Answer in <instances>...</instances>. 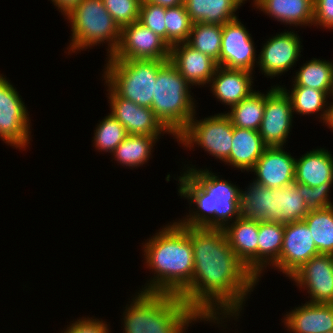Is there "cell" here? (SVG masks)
<instances>
[{"mask_svg": "<svg viewBox=\"0 0 333 333\" xmlns=\"http://www.w3.org/2000/svg\"><path fill=\"white\" fill-rule=\"evenodd\" d=\"M333 182H324L317 187L297 183V191L306 202L309 211L320 210L333 206L329 200V190Z\"/></svg>", "mask_w": 333, "mask_h": 333, "instance_id": "f35d334b", "label": "cell"}, {"mask_svg": "<svg viewBox=\"0 0 333 333\" xmlns=\"http://www.w3.org/2000/svg\"><path fill=\"white\" fill-rule=\"evenodd\" d=\"M250 35L238 18L223 25L221 67L253 71L257 58L254 42Z\"/></svg>", "mask_w": 333, "mask_h": 333, "instance_id": "5bb4252c", "label": "cell"}, {"mask_svg": "<svg viewBox=\"0 0 333 333\" xmlns=\"http://www.w3.org/2000/svg\"><path fill=\"white\" fill-rule=\"evenodd\" d=\"M164 7H176L183 4L184 0H144Z\"/></svg>", "mask_w": 333, "mask_h": 333, "instance_id": "7bdbcfd3", "label": "cell"}, {"mask_svg": "<svg viewBox=\"0 0 333 333\" xmlns=\"http://www.w3.org/2000/svg\"><path fill=\"white\" fill-rule=\"evenodd\" d=\"M72 28L69 52L92 48L105 41L108 43V57L117 50L121 28L106 10L102 0H82L66 16Z\"/></svg>", "mask_w": 333, "mask_h": 333, "instance_id": "8992f818", "label": "cell"}, {"mask_svg": "<svg viewBox=\"0 0 333 333\" xmlns=\"http://www.w3.org/2000/svg\"><path fill=\"white\" fill-rule=\"evenodd\" d=\"M125 308L123 333H185L192 321L204 320L174 294L140 291Z\"/></svg>", "mask_w": 333, "mask_h": 333, "instance_id": "277c9868", "label": "cell"}, {"mask_svg": "<svg viewBox=\"0 0 333 333\" xmlns=\"http://www.w3.org/2000/svg\"><path fill=\"white\" fill-rule=\"evenodd\" d=\"M306 202L297 191V183L286 186L284 194V210L281 211V223H289L303 220L308 214Z\"/></svg>", "mask_w": 333, "mask_h": 333, "instance_id": "8d00e7d4", "label": "cell"}, {"mask_svg": "<svg viewBox=\"0 0 333 333\" xmlns=\"http://www.w3.org/2000/svg\"><path fill=\"white\" fill-rule=\"evenodd\" d=\"M330 152L316 149L296 159L295 183L317 187L324 182H333V157Z\"/></svg>", "mask_w": 333, "mask_h": 333, "instance_id": "603a6c76", "label": "cell"}, {"mask_svg": "<svg viewBox=\"0 0 333 333\" xmlns=\"http://www.w3.org/2000/svg\"><path fill=\"white\" fill-rule=\"evenodd\" d=\"M326 125L329 126V128L333 129V103H331L329 118Z\"/></svg>", "mask_w": 333, "mask_h": 333, "instance_id": "ee69618b", "label": "cell"}, {"mask_svg": "<svg viewBox=\"0 0 333 333\" xmlns=\"http://www.w3.org/2000/svg\"><path fill=\"white\" fill-rule=\"evenodd\" d=\"M291 92L281 87L285 93L290 97L293 112L298 114L310 115L323 111L321 118L323 123H327L330 113V106H326L327 98L333 95V91H320L317 89L309 88L306 86H292ZM289 91V92H287ZM327 97V98H326ZM327 108H325V107ZM326 110H325V109Z\"/></svg>", "mask_w": 333, "mask_h": 333, "instance_id": "83f0119b", "label": "cell"}, {"mask_svg": "<svg viewBox=\"0 0 333 333\" xmlns=\"http://www.w3.org/2000/svg\"><path fill=\"white\" fill-rule=\"evenodd\" d=\"M284 236V224L259 222L258 232V277L264 266L276 265L279 261ZM268 263V264H267ZM270 263V264H269Z\"/></svg>", "mask_w": 333, "mask_h": 333, "instance_id": "4316f807", "label": "cell"}, {"mask_svg": "<svg viewBox=\"0 0 333 333\" xmlns=\"http://www.w3.org/2000/svg\"><path fill=\"white\" fill-rule=\"evenodd\" d=\"M67 16L82 0H51Z\"/></svg>", "mask_w": 333, "mask_h": 333, "instance_id": "b9f144b4", "label": "cell"}, {"mask_svg": "<svg viewBox=\"0 0 333 333\" xmlns=\"http://www.w3.org/2000/svg\"><path fill=\"white\" fill-rule=\"evenodd\" d=\"M187 170L178 177V192L194 202L199 210L178 221L182 226L224 229L232 218L236 220L242 216L240 189L236 185L220 179L207 168L197 170L188 166Z\"/></svg>", "mask_w": 333, "mask_h": 333, "instance_id": "3957f363", "label": "cell"}, {"mask_svg": "<svg viewBox=\"0 0 333 333\" xmlns=\"http://www.w3.org/2000/svg\"><path fill=\"white\" fill-rule=\"evenodd\" d=\"M267 147L258 131L233 126L232 149L225 162L241 171H250Z\"/></svg>", "mask_w": 333, "mask_h": 333, "instance_id": "cb8c5ba5", "label": "cell"}, {"mask_svg": "<svg viewBox=\"0 0 333 333\" xmlns=\"http://www.w3.org/2000/svg\"><path fill=\"white\" fill-rule=\"evenodd\" d=\"M266 94L252 92L240 103L231 106V111L225 113L234 127L258 131L264 116Z\"/></svg>", "mask_w": 333, "mask_h": 333, "instance_id": "f1b7e54d", "label": "cell"}, {"mask_svg": "<svg viewBox=\"0 0 333 333\" xmlns=\"http://www.w3.org/2000/svg\"><path fill=\"white\" fill-rule=\"evenodd\" d=\"M94 132L96 149L110 153H113L128 135L125 127L112 114L100 121Z\"/></svg>", "mask_w": 333, "mask_h": 333, "instance_id": "e575fe53", "label": "cell"}, {"mask_svg": "<svg viewBox=\"0 0 333 333\" xmlns=\"http://www.w3.org/2000/svg\"><path fill=\"white\" fill-rule=\"evenodd\" d=\"M169 61L192 86L210 84L218 67L215 60L194 49L187 42L170 47Z\"/></svg>", "mask_w": 333, "mask_h": 333, "instance_id": "d6986e66", "label": "cell"}, {"mask_svg": "<svg viewBox=\"0 0 333 333\" xmlns=\"http://www.w3.org/2000/svg\"><path fill=\"white\" fill-rule=\"evenodd\" d=\"M318 255L320 254L310 228L304 220L284 224L282 249L275 268L290 277L308 260Z\"/></svg>", "mask_w": 333, "mask_h": 333, "instance_id": "7c38bea8", "label": "cell"}, {"mask_svg": "<svg viewBox=\"0 0 333 333\" xmlns=\"http://www.w3.org/2000/svg\"><path fill=\"white\" fill-rule=\"evenodd\" d=\"M158 138L159 136L128 134L112 154L124 166H142L149 160Z\"/></svg>", "mask_w": 333, "mask_h": 333, "instance_id": "f546056e", "label": "cell"}, {"mask_svg": "<svg viewBox=\"0 0 333 333\" xmlns=\"http://www.w3.org/2000/svg\"><path fill=\"white\" fill-rule=\"evenodd\" d=\"M300 38L294 32H281L263 45L258 57L260 70L266 76L273 78L288 71L301 55Z\"/></svg>", "mask_w": 333, "mask_h": 333, "instance_id": "e0dca14e", "label": "cell"}, {"mask_svg": "<svg viewBox=\"0 0 333 333\" xmlns=\"http://www.w3.org/2000/svg\"><path fill=\"white\" fill-rule=\"evenodd\" d=\"M224 228L230 248L246 268L258 278L259 222L239 217Z\"/></svg>", "mask_w": 333, "mask_h": 333, "instance_id": "ffe728a7", "label": "cell"}, {"mask_svg": "<svg viewBox=\"0 0 333 333\" xmlns=\"http://www.w3.org/2000/svg\"><path fill=\"white\" fill-rule=\"evenodd\" d=\"M286 187L268 188L255 182L246 191L240 190V209L243 217L257 222L281 223Z\"/></svg>", "mask_w": 333, "mask_h": 333, "instance_id": "4fadbf2b", "label": "cell"}, {"mask_svg": "<svg viewBox=\"0 0 333 333\" xmlns=\"http://www.w3.org/2000/svg\"><path fill=\"white\" fill-rule=\"evenodd\" d=\"M293 82V86L333 91V63L313 58L296 72Z\"/></svg>", "mask_w": 333, "mask_h": 333, "instance_id": "1f68e13d", "label": "cell"}, {"mask_svg": "<svg viewBox=\"0 0 333 333\" xmlns=\"http://www.w3.org/2000/svg\"><path fill=\"white\" fill-rule=\"evenodd\" d=\"M313 24L333 29V0H314Z\"/></svg>", "mask_w": 333, "mask_h": 333, "instance_id": "60d3db41", "label": "cell"}, {"mask_svg": "<svg viewBox=\"0 0 333 333\" xmlns=\"http://www.w3.org/2000/svg\"><path fill=\"white\" fill-rule=\"evenodd\" d=\"M283 146L267 147L254 167L256 184L268 188H282L295 182L296 159Z\"/></svg>", "mask_w": 333, "mask_h": 333, "instance_id": "ac0fdd59", "label": "cell"}, {"mask_svg": "<svg viewBox=\"0 0 333 333\" xmlns=\"http://www.w3.org/2000/svg\"><path fill=\"white\" fill-rule=\"evenodd\" d=\"M319 254L333 255V206L309 211L303 219Z\"/></svg>", "mask_w": 333, "mask_h": 333, "instance_id": "4dcf8cb0", "label": "cell"}, {"mask_svg": "<svg viewBox=\"0 0 333 333\" xmlns=\"http://www.w3.org/2000/svg\"><path fill=\"white\" fill-rule=\"evenodd\" d=\"M16 88L0 74V138L10 146L26 148L30 143V119Z\"/></svg>", "mask_w": 333, "mask_h": 333, "instance_id": "9c48e42d", "label": "cell"}, {"mask_svg": "<svg viewBox=\"0 0 333 333\" xmlns=\"http://www.w3.org/2000/svg\"><path fill=\"white\" fill-rule=\"evenodd\" d=\"M190 86L170 61L157 73L151 109L175 138L185 130L196 113Z\"/></svg>", "mask_w": 333, "mask_h": 333, "instance_id": "5b68a950", "label": "cell"}, {"mask_svg": "<svg viewBox=\"0 0 333 333\" xmlns=\"http://www.w3.org/2000/svg\"><path fill=\"white\" fill-rule=\"evenodd\" d=\"M165 26L166 42L170 47L174 44L188 41L193 22L184 4L176 7H166Z\"/></svg>", "mask_w": 333, "mask_h": 333, "instance_id": "836d02e7", "label": "cell"}, {"mask_svg": "<svg viewBox=\"0 0 333 333\" xmlns=\"http://www.w3.org/2000/svg\"><path fill=\"white\" fill-rule=\"evenodd\" d=\"M186 232L193 248L194 271L181 299L206 321L219 324L220 319L239 316L246 295L258 280L230 248L224 229L186 227Z\"/></svg>", "mask_w": 333, "mask_h": 333, "instance_id": "6da1fadb", "label": "cell"}, {"mask_svg": "<svg viewBox=\"0 0 333 333\" xmlns=\"http://www.w3.org/2000/svg\"><path fill=\"white\" fill-rule=\"evenodd\" d=\"M106 10L122 28L139 20L142 0H102Z\"/></svg>", "mask_w": 333, "mask_h": 333, "instance_id": "d590c367", "label": "cell"}, {"mask_svg": "<svg viewBox=\"0 0 333 333\" xmlns=\"http://www.w3.org/2000/svg\"><path fill=\"white\" fill-rule=\"evenodd\" d=\"M252 72L243 69H228L218 66L211 78L213 95L229 108L248 97L252 89Z\"/></svg>", "mask_w": 333, "mask_h": 333, "instance_id": "7402d4cb", "label": "cell"}, {"mask_svg": "<svg viewBox=\"0 0 333 333\" xmlns=\"http://www.w3.org/2000/svg\"><path fill=\"white\" fill-rule=\"evenodd\" d=\"M222 29L220 24L193 23L187 43L220 66Z\"/></svg>", "mask_w": 333, "mask_h": 333, "instance_id": "d6a6232c", "label": "cell"}, {"mask_svg": "<svg viewBox=\"0 0 333 333\" xmlns=\"http://www.w3.org/2000/svg\"><path fill=\"white\" fill-rule=\"evenodd\" d=\"M176 139L187 148L192 147L194 143L198 144L209 154L225 162L232 149L233 125L224 113L199 121L195 119L194 114L185 130Z\"/></svg>", "mask_w": 333, "mask_h": 333, "instance_id": "ba28073f", "label": "cell"}, {"mask_svg": "<svg viewBox=\"0 0 333 333\" xmlns=\"http://www.w3.org/2000/svg\"><path fill=\"white\" fill-rule=\"evenodd\" d=\"M290 278L297 286L306 288L312 303L333 304L332 255L320 254L312 257Z\"/></svg>", "mask_w": 333, "mask_h": 333, "instance_id": "9a60e30c", "label": "cell"}, {"mask_svg": "<svg viewBox=\"0 0 333 333\" xmlns=\"http://www.w3.org/2000/svg\"><path fill=\"white\" fill-rule=\"evenodd\" d=\"M64 333H109V328L106 322L99 319L84 318L78 319L75 323H71ZM63 333V332H62Z\"/></svg>", "mask_w": 333, "mask_h": 333, "instance_id": "ab89813d", "label": "cell"}, {"mask_svg": "<svg viewBox=\"0 0 333 333\" xmlns=\"http://www.w3.org/2000/svg\"><path fill=\"white\" fill-rule=\"evenodd\" d=\"M284 324L293 333L333 331V304L306 302L286 314Z\"/></svg>", "mask_w": 333, "mask_h": 333, "instance_id": "44dd1931", "label": "cell"}, {"mask_svg": "<svg viewBox=\"0 0 333 333\" xmlns=\"http://www.w3.org/2000/svg\"><path fill=\"white\" fill-rule=\"evenodd\" d=\"M247 0H184L193 23L224 25L237 19L235 12Z\"/></svg>", "mask_w": 333, "mask_h": 333, "instance_id": "484cf974", "label": "cell"}, {"mask_svg": "<svg viewBox=\"0 0 333 333\" xmlns=\"http://www.w3.org/2000/svg\"><path fill=\"white\" fill-rule=\"evenodd\" d=\"M143 247L146 263L157 275L141 292L181 296L189 288L194 271L193 248L186 227L179 222L167 225Z\"/></svg>", "mask_w": 333, "mask_h": 333, "instance_id": "7a4b0ae2", "label": "cell"}, {"mask_svg": "<svg viewBox=\"0 0 333 333\" xmlns=\"http://www.w3.org/2000/svg\"><path fill=\"white\" fill-rule=\"evenodd\" d=\"M292 103L281 86H273L266 94L264 116L258 130L268 147L283 146L292 126Z\"/></svg>", "mask_w": 333, "mask_h": 333, "instance_id": "8fae6325", "label": "cell"}, {"mask_svg": "<svg viewBox=\"0 0 333 333\" xmlns=\"http://www.w3.org/2000/svg\"><path fill=\"white\" fill-rule=\"evenodd\" d=\"M111 60H160L169 61L170 46L153 31L135 21L121 28L119 46Z\"/></svg>", "mask_w": 333, "mask_h": 333, "instance_id": "30bf717a", "label": "cell"}, {"mask_svg": "<svg viewBox=\"0 0 333 333\" xmlns=\"http://www.w3.org/2000/svg\"><path fill=\"white\" fill-rule=\"evenodd\" d=\"M109 103L111 113L126 129L128 134L160 136L162 133L171 134L157 119L153 110L119 97L110 87Z\"/></svg>", "mask_w": 333, "mask_h": 333, "instance_id": "2e32d148", "label": "cell"}, {"mask_svg": "<svg viewBox=\"0 0 333 333\" xmlns=\"http://www.w3.org/2000/svg\"><path fill=\"white\" fill-rule=\"evenodd\" d=\"M254 6L281 23L313 25L314 0H253ZM301 24V25H300Z\"/></svg>", "mask_w": 333, "mask_h": 333, "instance_id": "d4e9b609", "label": "cell"}, {"mask_svg": "<svg viewBox=\"0 0 333 333\" xmlns=\"http://www.w3.org/2000/svg\"><path fill=\"white\" fill-rule=\"evenodd\" d=\"M167 62L144 59H108L106 71L104 70L105 83L119 97L151 108L157 73Z\"/></svg>", "mask_w": 333, "mask_h": 333, "instance_id": "52a82bcc", "label": "cell"}, {"mask_svg": "<svg viewBox=\"0 0 333 333\" xmlns=\"http://www.w3.org/2000/svg\"><path fill=\"white\" fill-rule=\"evenodd\" d=\"M166 7L142 0L139 22L166 41Z\"/></svg>", "mask_w": 333, "mask_h": 333, "instance_id": "74e56055", "label": "cell"}]
</instances>
